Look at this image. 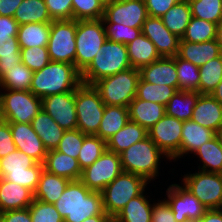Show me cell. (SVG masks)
<instances>
[{"mask_svg": "<svg viewBox=\"0 0 222 222\" xmlns=\"http://www.w3.org/2000/svg\"><path fill=\"white\" fill-rule=\"evenodd\" d=\"M52 20L72 19V0H44Z\"/></svg>", "mask_w": 222, "mask_h": 222, "instance_id": "cell-51", "label": "cell"}, {"mask_svg": "<svg viewBox=\"0 0 222 222\" xmlns=\"http://www.w3.org/2000/svg\"><path fill=\"white\" fill-rule=\"evenodd\" d=\"M182 0H144L150 17L163 16L172 6L181 2Z\"/></svg>", "mask_w": 222, "mask_h": 222, "instance_id": "cell-53", "label": "cell"}, {"mask_svg": "<svg viewBox=\"0 0 222 222\" xmlns=\"http://www.w3.org/2000/svg\"><path fill=\"white\" fill-rule=\"evenodd\" d=\"M191 120L216 132L222 126V104L211 94H200Z\"/></svg>", "mask_w": 222, "mask_h": 222, "instance_id": "cell-21", "label": "cell"}, {"mask_svg": "<svg viewBox=\"0 0 222 222\" xmlns=\"http://www.w3.org/2000/svg\"><path fill=\"white\" fill-rule=\"evenodd\" d=\"M215 136L219 141V144L222 148V126L215 132Z\"/></svg>", "mask_w": 222, "mask_h": 222, "instance_id": "cell-62", "label": "cell"}, {"mask_svg": "<svg viewBox=\"0 0 222 222\" xmlns=\"http://www.w3.org/2000/svg\"><path fill=\"white\" fill-rule=\"evenodd\" d=\"M147 184L144 177L122 171L101 191L104 211L113 219L132 198L145 191Z\"/></svg>", "mask_w": 222, "mask_h": 222, "instance_id": "cell-5", "label": "cell"}, {"mask_svg": "<svg viewBox=\"0 0 222 222\" xmlns=\"http://www.w3.org/2000/svg\"><path fill=\"white\" fill-rule=\"evenodd\" d=\"M29 212L32 222H64L54 204L33 199Z\"/></svg>", "mask_w": 222, "mask_h": 222, "instance_id": "cell-49", "label": "cell"}, {"mask_svg": "<svg viewBox=\"0 0 222 222\" xmlns=\"http://www.w3.org/2000/svg\"><path fill=\"white\" fill-rule=\"evenodd\" d=\"M178 90L199 92V67L175 56Z\"/></svg>", "mask_w": 222, "mask_h": 222, "instance_id": "cell-42", "label": "cell"}, {"mask_svg": "<svg viewBox=\"0 0 222 222\" xmlns=\"http://www.w3.org/2000/svg\"><path fill=\"white\" fill-rule=\"evenodd\" d=\"M17 37L0 40V77L21 61Z\"/></svg>", "mask_w": 222, "mask_h": 222, "instance_id": "cell-46", "label": "cell"}, {"mask_svg": "<svg viewBox=\"0 0 222 222\" xmlns=\"http://www.w3.org/2000/svg\"><path fill=\"white\" fill-rule=\"evenodd\" d=\"M44 167L32 157L15 150L0 158V178L36 191Z\"/></svg>", "mask_w": 222, "mask_h": 222, "instance_id": "cell-7", "label": "cell"}, {"mask_svg": "<svg viewBox=\"0 0 222 222\" xmlns=\"http://www.w3.org/2000/svg\"><path fill=\"white\" fill-rule=\"evenodd\" d=\"M166 201L170 205L177 222L201 219L208 210L186 187L171 184L166 191Z\"/></svg>", "mask_w": 222, "mask_h": 222, "instance_id": "cell-16", "label": "cell"}, {"mask_svg": "<svg viewBox=\"0 0 222 222\" xmlns=\"http://www.w3.org/2000/svg\"><path fill=\"white\" fill-rule=\"evenodd\" d=\"M51 22L26 23L19 25L17 39L21 48L43 47L48 45Z\"/></svg>", "mask_w": 222, "mask_h": 222, "instance_id": "cell-34", "label": "cell"}, {"mask_svg": "<svg viewBox=\"0 0 222 222\" xmlns=\"http://www.w3.org/2000/svg\"><path fill=\"white\" fill-rule=\"evenodd\" d=\"M82 84L81 72L72 64L50 61L35 71L30 91L39 98L76 90Z\"/></svg>", "mask_w": 222, "mask_h": 222, "instance_id": "cell-2", "label": "cell"}, {"mask_svg": "<svg viewBox=\"0 0 222 222\" xmlns=\"http://www.w3.org/2000/svg\"><path fill=\"white\" fill-rule=\"evenodd\" d=\"M86 136V134L82 133L77 128L66 130L56 150L77 159L83 140Z\"/></svg>", "mask_w": 222, "mask_h": 222, "instance_id": "cell-50", "label": "cell"}, {"mask_svg": "<svg viewBox=\"0 0 222 222\" xmlns=\"http://www.w3.org/2000/svg\"><path fill=\"white\" fill-rule=\"evenodd\" d=\"M82 222H113V220L108 215H95Z\"/></svg>", "mask_w": 222, "mask_h": 222, "instance_id": "cell-59", "label": "cell"}, {"mask_svg": "<svg viewBox=\"0 0 222 222\" xmlns=\"http://www.w3.org/2000/svg\"><path fill=\"white\" fill-rule=\"evenodd\" d=\"M13 18L19 25L52 22L44 0H23Z\"/></svg>", "mask_w": 222, "mask_h": 222, "instance_id": "cell-36", "label": "cell"}, {"mask_svg": "<svg viewBox=\"0 0 222 222\" xmlns=\"http://www.w3.org/2000/svg\"><path fill=\"white\" fill-rule=\"evenodd\" d=\"M105 34L108 40L127 45L137 38L141 28H134L113 22H103Z\"/></svg>", "mask_w": 222, "mask_h": 222, "instance_id": "cell-47", "label": "cell"}, {"mask_svg": "<svg viewBox=\"0 0 222 222\" xmlns=\"http://www.w3.org/2000/svg\"><path fill=\"white\" fill-rule=\"evenodd\" d=\"M221 55L222 50L216 39L201 43L180 41L177 54L179 58L189 61L198 67Z\"/></svg>", "mask_w": 222, "mask_h": 222, "instance_id": "cell-23", "label": "cell"}, {"mask_svg": "<svg viewBox=\"0 0 222 222\" xmlns=\"http://www.w3.org/2000/svg\"><path fill=\"white\" fill-rule=\"evenodd\" d=\"M42 109L65 131L77 128L75 90L42 98Z\"/></svg>", "mask_w": 222, "mask_h": 222, "instance_id": "cell-17", "label": "cell"}, {"mask_svg": "<svg viewBox=\"0 0 222 222\" xmlns=\"http://www.w3.org/2000/svg\"><path fill=\"white\" fill-rule=\"evenodd\" d=\"M105 106L98 90L93 85L82 83L75 90L77 129L86 135H96Z\"/></svg>", "mask_w": 222, "mask_h": 222, "instance_id": "cell-8", "label": "cell"}, {"mask_svg": "<svg viewBox=\"0 0 222 222\" xmlns=\"http://www.w3.org/2000/svg\"><path fill=\"white\" fill-rule=\"evenodd\" d=\"M216 41L222 50V20L217 24Z\"/></svg>", "mask_w": 222, "mask_h": 222, "instance_id": "cell-61", "label": "cell"}, {"mask_svg": "<svg viewBox=\"0 0 222 222\" xmlns=\"http://www.w3.org/2000/svg\"><path fill=\"white\" fill-rule=\"evenodd\" d=\"M200 222H222V209H208Z\"/></svg>", "mask_w": 222, "mask_h": 222, "instance_id": "cell-58", "label": "cell"}, {"mask_svg": "<svg viewBox=\"0 0 222 222\" xmlns=\"http://www.w3.org/2000/svg\"><path fill=\"white\" fill-rule=\"evenodd\" d=\"M210 94L222 104V80Z\"/></svg>", "mask_w": 222, "mask_h": 222, "instance_id": "cell-60", "label": "cell"}, {"mask_svg": "<svg viewBox=\"0 0 222 222\" xmlns=\"http://www.w3.org/2000/svg\"><path fill=\"white\" fill-rule=\"evenodd\" d=\"M194 155H197L203 163L202 167L199 166L200 170L222 173V148L216 136L202 144Z\"/></svg>", "mask_w": 222, "mask_h": 222, "instance_id": "cell-38", "label": "cell"}, {"mask_svg": "<svg viewBox=\"0 0 222 222\" xmlns=\"http://www.w3.org/2000/svg\"><path fill=\"white\" fill-rule=\"evenodd\" d=\"M0 91V109L3 120L7 122L31 123L42 109V99L31 91Z\"/></svg>", "mask_w": 222, "mask_h": 222, "instance_id": "cell-10", "label": "cell"}, {"mask_svg": "<svg viewBox=\"0 0 222 222\" xmlns=\"http://www.w3.org/2000/svg\"><path fill=\"white\" fill-rule=\"evenodd\" d=\"M20 57L21 62L33 72L41 70L51 61L47 46L21 48Z\"/></svg>", "mask_w": 222, "mask_h": 222, "instance_id": "cell-48", "label": "cell"}, {"mask_svg": "<svg viewBox=\"0 0 222 222\" xmlns=\"http://www.w3.org/2000/svg\"><path fill=\"white\" fill-rule=\"evenodd\" d=\"M122 171L120 154L106 149L94 163L82 170L80 181L91 191L101 192Z\"/></svg>", "mask_w": 222, "mask_h": 222, "instance_id": "cell-13", "label": "cell"}, {"mask_svg": "<svg viewBox=\"0 0 222 222\" xmlns=\"http://www.w3.org/2000/svg\"><path fill=\"white\" fill-rule=\"evenodd\" d=\"M140 71L135 68L104 77L93 84L108 106L128 107L136 97Z\"/></svg>", "mask_w": 222, "mask_h": 222, "instance_id": "cell-6", "label": "cell"}, {"mask_svg": "<svg viewBox=\"0 0 222 222\" xmlns=\"http://www.w3.org/2000/svg\"><path fill=\"white\" fill-rule=\"evenodd\" d=\"M148 136L147 130L141 125L128 121L116 134L106 141V149L120 154L131 145L135 144Z\"/></svg>", "mask_w": 222, "mask_h": 222, "instance_id": "cell-30", "label": "cell"}, {"mask_svg": "<svg viewBox=\"0 0 222 222\" xmlns=\"http://www.w3.org/2000/svg\"><path fill=\"white\" fill-rule=\"evenodd\" d=\"M75 37L76 20H53L47 45L50 60L75 66Z\"/></svg>", "mask_w": 222, "mask_h": 222, "instance_id": "cell-11", "label": "cell"}, {"mask_svg": "<svg viewBox=\"0 0 222 222\" xmlns=\"http://www.w3.org/2000/svg\"><path fill=\"white\" fill-rule=\"evenodd\" d=\"M0 222H32L29 207L1 212Z\"/></svg>", "mask_w": 222, "mask_h": 222, "instance_id": "cell-56", "label": "cell"}, {"mask_svg": "<svg viewBox=\"0 0 222 222\" xmlns=\"http://www.w3.org/2000/svg\"><path fill=\"white\" fill-rule=\"evenodd\" d=\"M149 17L144 0H115L104 7L103 22L142 28Z\"/></svg>", "mask_w": 222, "mask_h": 222, "instance_id": "cell-15", "label": "cell"}, {"mask_svg": "<svg viewBox=\"0 0 222 222\" xmlns=\"http://www.w3.org/2000/svg\"><path fill=\"white\" fill-rule=\"evenodd\" d=\"M129 120L146 130L155 125L165 114V106L156 102L134 98L128 106Z\"/></svg>", "mask_w": 222, "mask_h": 222, "instance_id": "cell-24", "label": "cell"}, {"mask_svg": "<svg viewBox=\"0 0 222 222\" xmlns=\"http://www.w3.org/2000/svg\"><path fill=\"white\" fill-rule=\"evenodd\" d=\"M199 96L198 91L177 90L165 106L166 115L181 121L191 120Z\"/></svg>", "mask_w": 222, "mask_h": 222, "instance_id": "cell-32", "label": "cell"}, {"mask_svg": "<svg viewBox=\"0 0 222 222\" xmlns=\"http://www.w3.org/2000/svg\"><path fill=\"white\" fill-rule=\"evenodd\" d=\"M1 121H3V118H2V113H1V109H0V123Z\"/></svg>", "mask_w": 222, "mask_h": 222, "instance_id": "cell-65", "label": "cell"}, {"mask_svg": "<svg viewBox=\"0 0 222 222\" xmlns=\"http://www.w3.org/2000/svg\"><path fill=\"white\" fill-rule=\"evenodd\" d=\"M141 31L155 45L161 57H175L178 54L181 38L166 28L161 18L149 16Z\"/></svg>", "mask_w": 222, "mask_h": 222, "instance_id": "cell-18", "label": "cell"}, {"mask_svg": "<svg viewBox=\"0 0 222 222\" xmlns=\"http://www.w3.org/2000/svg\"><path fill=\"white\" fill-rule=\"evenodd\" d=\"M69 182V179L43 169L37 189L34 192V199L54 204L62 195Z\"/></svg>", "mask_w": 222, "mask_h": 222, "instance_id": "cell-29", "label": "cell"}, {"mask_svg": "<svg viewBox=\"0 0 222 222\" xmlns=\"http://www.w3.org/2000/svg\"><path fill=\"white\" fill-rule=\"evenodd\" d=\"M185 222H200V219H188Z\"/></svg>", "mask_w": 222, "mask_h": 222, "instance_id": "cell-64", "label": "cell"}, {"mask_svg": "<svg viewBox=\"0 0 222 222\" xmlns=\"http://www.w3.org/2000/svg\"><path fill=\"white\" fill-rule=\"evenodd\" d=\"M128 121V107L106 105L96 136L106 142L112 135L122 129Z\"/></svg>", "mask_w": 222, "mask_h": 222, "instance_id": "cell-33", "label": "cell"}, {"mask_svg": "<svg viewBox=\"0 0 222 222\" xmlns=\"http://www.w3.org/2000/svg\"><path fill=\"white\" fill-rule=\"evenodd\" d=\"M104 6L99 0H72V19L97 20L102 19Z\"/></svg>", "mask_w": 222, "mask_h": 222, "instance_id": "cell-45", "label": "cell"}, {"mask_svg": "<svg viewBox=\"0 0 222 222\" xmlns=\"http://www.w3.org/2000/svg\"><path fill=\"white\" fill-rule=\"evenodd\" d=\"M54 205L64 222H82L95 215H107L101 192L91 191L80 180L70 181Z\"/></svg>", "mask_w": 222, "mask_h": 222, "instance_id": "cell-1", "label": "cell"}, {"mask_svg": "<svg viewBox=\"0 0 222 222\" xmlns=\"http://www.w3.org/2000/svg\"><path fill=\"white\" fill-rule=\"evenodd\" d=\"M23 0H0V16L13 17Z\"/></svg>", "mask_w": 222, "mask_h": 222, "instance_id": "cell-57", "label": "cell"}, {"mask_svg": "<svg viewBox=\"0 0 222 222\" xmlns=\"http://www.w3.org/2000/svg\"><path fill=\"white\" fill-rule=\"evenodd\" d=\"M161 156L167 157L148 136L120 153L123 171L140 175L149 183L159 174Z\"/></svg>", "mask_w": 222, "mask_h": 222, "instance_id": "cell-4", "label": "cell"}, {"mask_svg": "<svg viewBox=\"0 0 222 222\" xmlns=\"http://www.w3.org/2000/svg\"><path fill=\"white\" fill-rule=\"evenodd\" d=\"M9 124L17 150L43 164L47 150L44 148L42 140L33 130L31 123L9 122Z\"/></svg>", "mask_w": 222, "mask_h": 222, "instance_id": "cell-19", "label": "cell"}, {"mask_svg": "<svg viewBox=\"0 0 222 222\" xmlns=\"http://www.w3.org/2000/svg\"><path fill=\"white\" fill-rule=\"evenodd\" d=\"M151 222H177L170 205L165 199L153 203Z\"/></svg>", "mask_w": 222, "mask_h": 222, "instance_id": "cell-54", "label": "cell"}, {"mask_svg": "<svg viewBox=\"0 0 222 222\" xmlns=\"http://www.w3.org/2000/svg\"><path fill=\"white\" fill-rule=\"evenodd\" d=\"M43 167L46 171L70 181L80 180L82 175L78 160L56 149L47 151Z\"/></svg>", "mask_w": 222, "mask_h": 222, "instance_id": "cell-25", "label": "cell"}, {"mask_svg": "<svg viewBox=\"0 0 222 222\" xmlns=\"http://www.w3.org/2000/svg\"><path fill=\"white\" fill-rule=\"evenodd\" d=\"M177 90L178 89L176 87L152 84L145 82L140 78L136 90V98L156 102L166 106Z\"/></svg>", "mask_w": 222, "mask_h": 222, "instance_id": "cell-39", "label": "cell"}, {"mask_svg": "<svg viewBox=\"0 0 222 222\" xmlns=\"http://www.w3.org/2000/svg\"><path fill=\"white\" fill-rule=\"evenodd\" d=\"M19 24L13 17L0 16V40L17 37Z\"/></svg>", "mask_w": 222, "mask_h": 222, "instance_id": "cell-55", "label": "cell"}, {"mask_svg": "<svg viewBox=\"0 0 222 222\" xmlns=\"http://www.w3.org/2000/svg\"><path fill=\"white\" fill-rule=\"evenodd\" d=\"M186 187L208 209H222V173L199 170L185 174Z\"/></svg>", "mask_w": 222, "mask_h": 222, "instance_id": "cell-12", "label": "cell"}, {"mask_svg": "<svg viewBox=\"0 0 222 222\" xmlns=\"http://www.w3.org/2000/svg\"><path fill=\"white\" fill-rule=\"evenodd\" d=\"M16 149L12 138L10 124L3 120L0 123V158L5 157Z\"/></svg>", "mask_w": 222, "mask_h": 222, "instance_id": "cell-52", "label": "cell"}, {"mask_svg": "<svg viewBox=\"0 0 222 222\" xmlns=\"http://www.w3.org/2000/svg\"><path fill=\"white\" fill-rule=\"evenodd\" d=\"M105 150L106 142L103 139L96 135H87L77 158L81 170L94 163Z\"/></svg>", "mask_w": 222, "mask_h": 222, "instance_id": "cell-43", "label": "cell"}, {"mask_svg": "<svg viewBox=\"0 0 222 222\" xmlns=\"http://www.w3.org/2000/svg\"><path fill=\"white\" fill-rule=\"evenodd\" d=\"M144 195V191L132 198L112 219L113 222H151L153 204Z\"/></svg>", "mask_w": 222, "mask_h": 222, "instance_id": "cell-31", "label": "cell"}, {"mask_svg": "<svg viewBox=\"0 0 222 222\" xmlns=\"http://www.w3.org/2000/svg\"><path fill=\"white\" fill-rule=\"evenodd\" d=\"M199 93L210 94L222 80V55L199 67Z\"/></svg>", "mask_w": 222, "mask_h": 222, "instance_id": "cell-40", "label": "cell"}, {"mask_svg": "<svg viewBox=\"0 0 222 222\" xmlns=\"http://www.w3.org/2000/svg\"><path fill=\"white\" fill-rule=\"evenodd\" d=\"M102 4H103V6L105 7L106 5H108V4H111L113 1H115V0H99Z\"/></svg>", "mask_w": 222, "mask_h": 222, "instance_id": "cell-63", "label": "cell"}, {"mask_svg": "<svg viewBox=\"0 0 222 222\" xmlns=\"http://www.w3.org/2000/svg\"><path fill=\"white\" fill-rule=\"evenodd\" d=\"M33 73L20 61L0 77V87L8 90L30 91Z\"/></svg>", "mask_w": 222, "mask_h": 222, "instance_id": "cell-37", "label": "cell"}, {"mask_svg": "<svg viewBox=\"0 0 222 222\" xmlns=\"http://www.w3.org/2000/svg\"><path fill=\"white\" fill-rule=\"evenodd\" d=\"M160 18L166 28L179 38H182L192 18L188 0H182L175 4Z\"/></svg>", "mask_w": 222, "mask_h": 222, "instance_id": "cell-35", "label": "cell"}, {"mask_svg": "<svg viewBox=\"0 0 222 222\" xmlns=\"http://www.w3.org/2000/svg\"><path fill=\"white\" fill-rule=\"evenodd\" d=\"M31 126L47 151L55 150L58 147L65 132L43 109L33 118Z\"/></svg>", "mask_w": 222, "mask_h": 222, "instance_id": "cell-26", "label": "cell"}, {"mask_svg": "<svg viewBox=\"0 0 222 222\" xmlns=\"http://www.w3.org/2000/svg\"><path fill=\"white\" fill-rule=\"evenodd\" d=\"M132 68L127 47L106 40L92 62L81 72L82 83L93 85L98 80Z\"/></svg>", "mask_w": 222, "mask_h": 222, "instance_id": "cell-3", "label": "cell"}, {"mask_svg": "<svg viewBox=\"0 0 222 222\" xmlns=\"http://www.w3.org/2000/svg\"><path fill=\"white\" fill-rule=\"evenodd\" d=\"M107 40L102 19L76 21L75 67L82 72Z\"/></svg>", "mask_w": 222, "mask_h": 222, "instance_id": "cell-9", "label": "cell"}, {"mask_svg": "<svg viewBox=\"0 0 222 222\" xmlns=\"http://www.w3.org/2000/svg\"><path fill=\"white\" fill-rule=\"evenodd\" d=\"M216 31L217 24L192 16L186 32L180 41L192 43L211 41L216 39Z\"/></svg>", "mask_w": 222, "mask_h": 222, "instance_id": "cell-41", "label": "cell"}, {"mask_svg": "<svg viewBox=\"0 0 222 222\" xmlns=\"http://www.w3.org/2000/svg\"><path fill=\"white\" fill-rule=\"evenodd\" d=\"M183 121L164 115L155 125L147 130L148 137L169 160L180 158Z\"/></svg>", "mask_w": 222, "mask_h": 222, "instance_id": "cell-14", "label": "cell"}, {"mask_svg": "<svg viewBox=\"0 0 222 222\" xmlns=\"http://www.w3.org/2000/svg\"><path fill=\"white\" fill-rule=\"evenodd\" d=\"M126 47L132 68L138 70L161 58L155 45L142 33Z\"/></svg>", "mask_w": 222, "mask_h": 222, "instance_id": "cell-28", "label": "cell"}, {"mask_svg": "<svg viewBox=\"0 0 222 222\" xmlns=\"http://www.w3.org/2000/svg\"><path fill=\"white\" fill-rule=\"evenodd\" d=\"M139 71L140 78L145 82L168 85L178 89L175 57H161Z\"/></svg>", "mask_w": 222, "mask_h": 222, "instance_id": "cell-20", "label": "cell"}, {"mask_svg": "<svg viewBox=\"0 0 222 222\" xmlns=\"http://www.w3.org/2000/svg\"><path fill=\"white\" fill-rule=\"evenodd\" d=\"M214 136L215 132L209 128L203 127L192 120L183 121L180 158L183 155L194 153L202 144L211 140Z\"/></svg>", "mask_w": 222, "mask_h": 222, "instance_id": "cell-27", "label": "cell"}, {"mask_svg": "<svg viewBox=\"0 0 222 222\" xmlns=\"http://www.w3.org/2000/svg\"><path fill=\"white\" fill-rule=\"evenodd\" d=\"M193 17L218 24L222 20V0H188Z\"/></svg>", "mask_w": 222, "mask_h": 222, "instance_id": "cell-44", "label": "cell"}, {"mask_svg": "<svg viewBox=\"0 0 222 222\" xmlns=\"http://www.w3.org/2000/svg\"><path fill=\"white\" fill-rule=\"evenodd\" d=\"M34 193L27 187L0 178V213L29 207Z\"/></svg>", "mask_w": 222, "mask_h": 222, "instance_id": "cell-22", "label": "cell"}]
</instances>
